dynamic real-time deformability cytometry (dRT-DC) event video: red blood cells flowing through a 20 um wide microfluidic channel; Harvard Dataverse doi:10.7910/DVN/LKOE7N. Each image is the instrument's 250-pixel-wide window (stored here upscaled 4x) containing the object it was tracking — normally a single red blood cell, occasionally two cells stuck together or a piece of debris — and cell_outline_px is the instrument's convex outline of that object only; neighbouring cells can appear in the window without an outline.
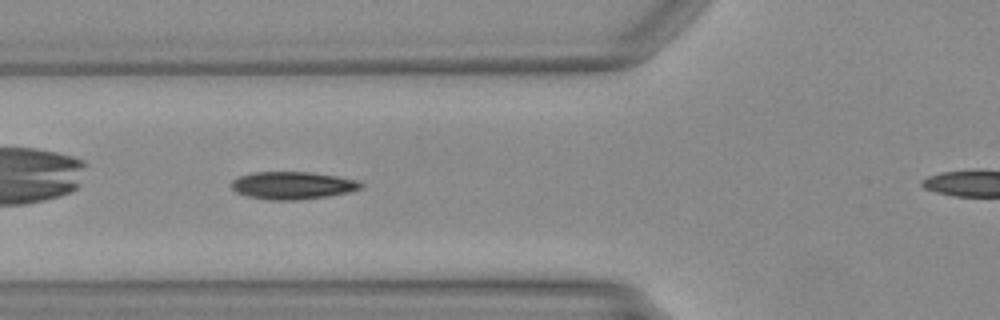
{"species": "Egyptian fruit bat (a non-hibernating species)", "species_latin": "Rousettus aegyptiacus", "temperature_condition": "warm", "stored_images_in_passage": 30, "camera_frame_rate_fps": 3000, "um_per_image_px": 0.085, "animal": {"sex": "female"}, "frame": {"image": 1, "passage_image": 5, "time_ms": 1.333, "image_size_px": [1000, 320], "cell_outline_px": [[364, 188], [348, 192], [328, 196], [300, 200], [268, 200], [248, 196], [236, 192], [232, 188], [232, 180], [240, 176], [252, 172], [312, 172], [360, 180], [364, 184]], "centroid_in_image_um": [24.91, 15.76], "position_along_channel_um": 100.9, "area_um2": 20.98}}